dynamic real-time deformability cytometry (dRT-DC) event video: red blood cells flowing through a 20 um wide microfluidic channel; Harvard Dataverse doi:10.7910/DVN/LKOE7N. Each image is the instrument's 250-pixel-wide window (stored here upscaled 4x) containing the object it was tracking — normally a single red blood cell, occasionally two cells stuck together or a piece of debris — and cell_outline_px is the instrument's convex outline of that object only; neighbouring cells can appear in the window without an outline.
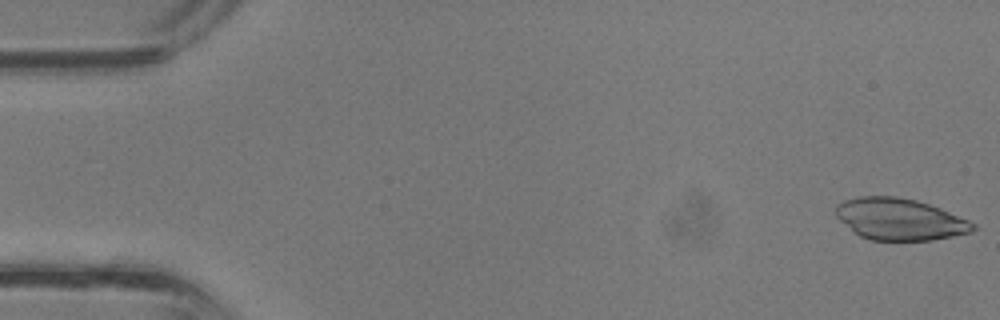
{"species": "common noctule bat (a hibernating species)", "species_latin": "Nyctalus noctula", "temperature_condition": "room temperature", "stored_images_in_passage": 11, "camera_frame_rate_fps": 3000, "um_per_image_px": 0.085, "animal": {"sex": "male", "body_mass_g": 13.3}, "frame": {"image": 1, "passage_image": 1, "time_ms": 0.0, "image_size_px": [1000, 320], "cell_outline_px": [[976, 228], [968, 232], [952, 236], [932, 240], [872, 240], [860, 236], [840, 220], [836, 216], [836, 204], [844, 200], [860, 196], [896, 196], [916, 200], [940, 208], [968, 220], [976, 224]], "centroid_in_image_um": [76.46, 18.62], "position_along_channel_um": 8.5, "area_um2": 33.0}}